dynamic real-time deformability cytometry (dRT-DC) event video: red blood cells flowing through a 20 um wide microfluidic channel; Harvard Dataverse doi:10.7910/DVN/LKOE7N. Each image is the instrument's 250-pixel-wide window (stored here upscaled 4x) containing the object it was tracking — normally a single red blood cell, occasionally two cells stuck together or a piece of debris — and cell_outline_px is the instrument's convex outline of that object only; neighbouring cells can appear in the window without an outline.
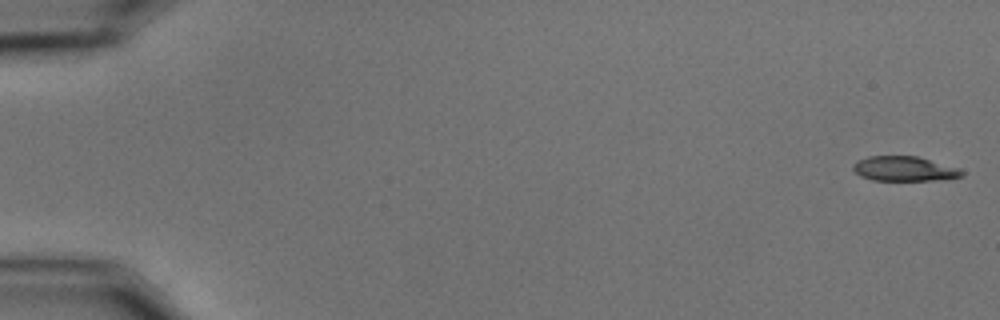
{"species": "common noctule bat (a hibernating species)", "species_latin": "Nyctalus noctula", "temperature_condition": "cold", "stored_images_in_passage": 58, "camera_frame_rate_fps": 3000, "um_per_image_px": 0.085, "animal": {"sex": "male", "body_mass_g": 15.6}, "frame": {"image": 1, "passage_image": 1, "time_ms": 0.0, "image_size_px": [1000, 320], "cell_outline_px": [[964, 176], [932, 180], [872, 180], [860, 176], [852, 168], [852, 164], [856, 160], [868, 156], [916, 156], [956, 168], [964, 172]], "centroid_in_image_um": [76.77, 14.34], "position_along_channel_um": 8.2, "area_um2": 15.43}}
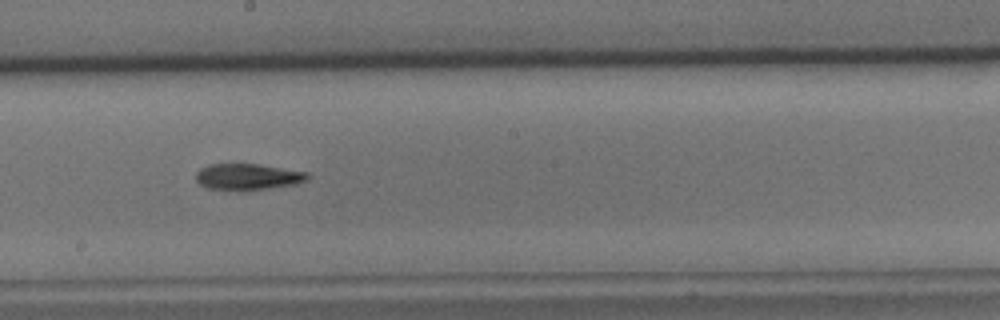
{"frame": {"image": 2, "passage_image": 33, "time_ms": 10.667, "image_size_px": [1000, 320], "cell_outline_px": [[308, 180], [296, 184], [244, 192], [208, 188], [200, 184], [196, 180], [196, 172], [200, 168], [208, 164], [260, 164], [308, 172]], "centroid_in_image_um": [21.05, 15.04], "position_along_channel_um": 227.1, "area_um2": 17.46}}
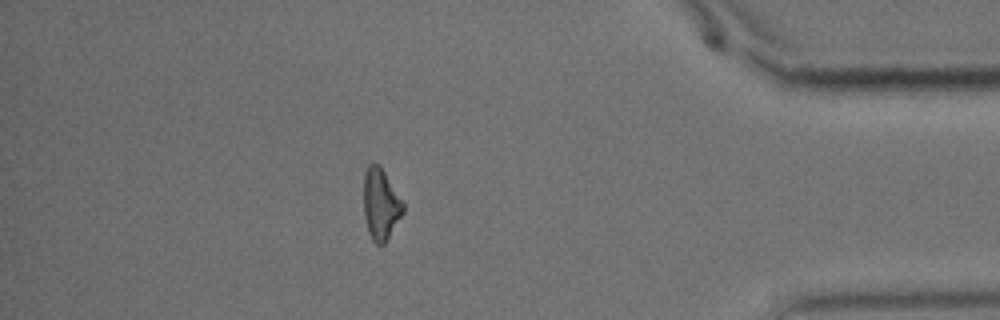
{"frame": {"image": 3, "passage_image": 51, "time_ms": 16.667, "image_size_px": [1000, 320], "cell_outline_px": [[404, 212], [384, 244], [376, 244], [372, 240], [368, 232], [364, 216], [364, 172], [368, 164], [380, 164], [404, 200]], "centroid_in_image_um": [32.38, 17.32], "position_along_channel_um": 402.8, "area_um2": 16.7}, "authors_computed_cell_mechanics": {"area_um2": 17.1088, "velocity_mm_per_s": 3.5049, "shape_relaxation_time_tau1_ms": 5.9958, "shape_relaxation_time_tau2_ms": null, "deformation_change_tau1": 0.1814, "deformation_change_tau2": null}}